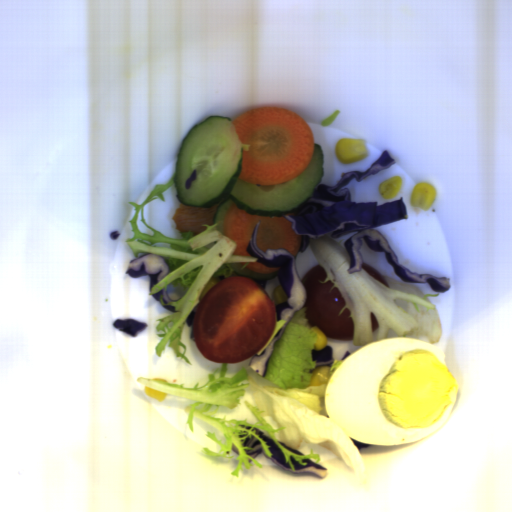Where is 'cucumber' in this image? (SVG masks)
Masks as SVG:
<instances>
[{"mask_svg": "<svg viewBox=\"0 0 512 512\" xmlns=\"http://www.w3.org/2000/svg\"><path fill=\"white\" fill-rule=\"evenodd\" d=\"M232 121L215 115L194 125L181 141L173 174L178 201L202 208L218 206L212 224L222 234L232 205L249 215L283 218L313 196L325 175L322 147L313 143L308 166L290 180L256 185L239 179L243 146ZM195 169L197 180L187 190L185 182Z\"/></svg>", "mask_w": 512, "mask_h": 512, "instance_id": "8b760119", "label": "cucumber"}, {"mask_svg": "<svg viewBox=\"0 0 512 512\" xmlns=\"http://www.w3.org/2000/svg\"><path fill=\"white\" fill-rule=\"evenodd\" d=\"M230 266L237 275L253 278L256 280L263 281V280H268V279L276 276L275 272L272 274H263V273H257V272L251 271L246 267L243 268L244 267L243 264L239 263V262L230 263Z\"/></svg>", "mask_w": 512, "mask_h": 512, "instance_id": "586b57bf", "label": "cucumber"}]
</instances>
